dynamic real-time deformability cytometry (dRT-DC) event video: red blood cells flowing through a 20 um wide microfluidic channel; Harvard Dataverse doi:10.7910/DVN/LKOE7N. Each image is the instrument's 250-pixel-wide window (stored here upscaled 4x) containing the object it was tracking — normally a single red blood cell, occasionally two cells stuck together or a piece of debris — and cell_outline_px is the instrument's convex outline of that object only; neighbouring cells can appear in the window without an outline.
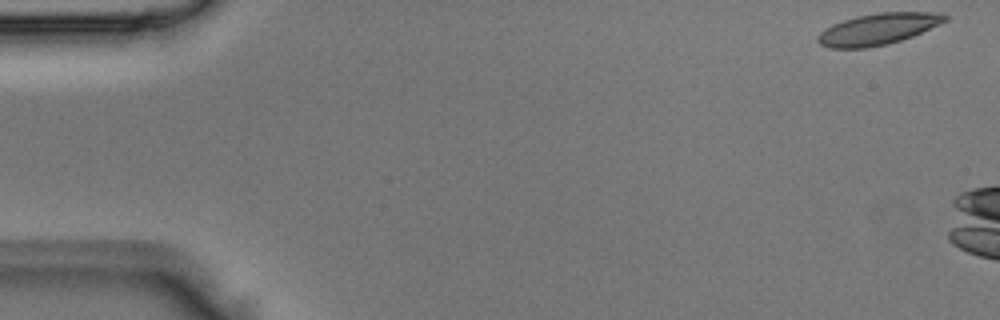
{"species": "Egyptian fruit bat (a non-hibernating species)", "species_latin": "Rousettus aegyptiacus", "temperature_condition": "room temperature", "stored_images_in_passage": 5, "camera_frame_rate_fps": 3000, "um_per_image_px": 0.085, "animal": {"sex": "male"}, "frame": {"image": 1, "passage_image": 1, "time_ms": 0.0, "image_size_px": [1000, 320], "cell_outline_px": [[948, 20], [940, 24], [912, 36], [888, 44], [868, 48], [828, 48], [820, 44], [816, 40], [816, 36], [824, 28], [832, 24], [856, 16], [876, 12], [944, 12], [948, 16]], "centroid_in_image_um": [74.62, 2.46], "position_along_channel_um": 10.4, "area_um2": 23.52}}